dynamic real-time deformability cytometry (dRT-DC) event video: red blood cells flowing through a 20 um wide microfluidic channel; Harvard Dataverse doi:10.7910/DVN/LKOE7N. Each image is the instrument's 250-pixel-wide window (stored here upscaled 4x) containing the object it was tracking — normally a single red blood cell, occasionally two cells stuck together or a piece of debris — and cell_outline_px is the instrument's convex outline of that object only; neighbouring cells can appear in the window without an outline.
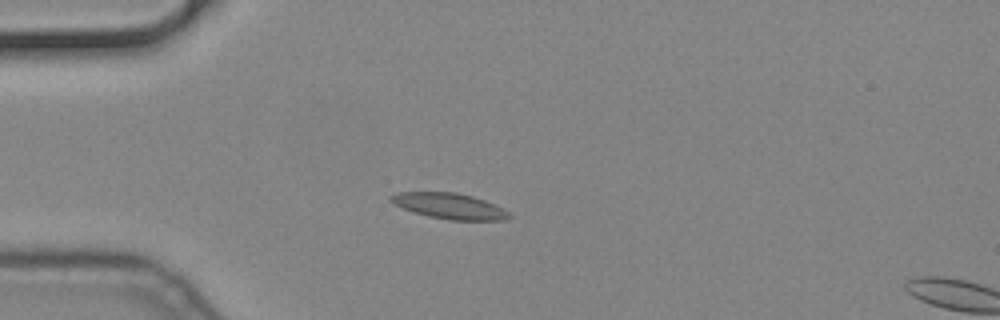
{"species": "common noctule bat (a hibernating species)", "species_latin": "Nyctalus noctula", "temperature_condition": "cold", "stored_images_in_passage": 15, "camera_frame_rate_fps": 3000, "um_per_image_px": 0.085, "animal": {"sex": "male", "body_mass_g": 19.2, "forearm_length_mm": 51.8}, "frame": {"image": 1, "passage_image": 12, "time_ms": 3.667, "image_size_px": [1000, 320], "cell_outline_px": [[512, 216], [504, 220], [448, 220], [428, 216], [404, 208], [388, 200], [388, 196], [396, 192], [456, 192], [472, 196], [484, 200], [504, 208]], "centroid_in_image_um": [38.21, 17.5], "position_along_channel_um": 46.8, "area_um2": 17.69}}